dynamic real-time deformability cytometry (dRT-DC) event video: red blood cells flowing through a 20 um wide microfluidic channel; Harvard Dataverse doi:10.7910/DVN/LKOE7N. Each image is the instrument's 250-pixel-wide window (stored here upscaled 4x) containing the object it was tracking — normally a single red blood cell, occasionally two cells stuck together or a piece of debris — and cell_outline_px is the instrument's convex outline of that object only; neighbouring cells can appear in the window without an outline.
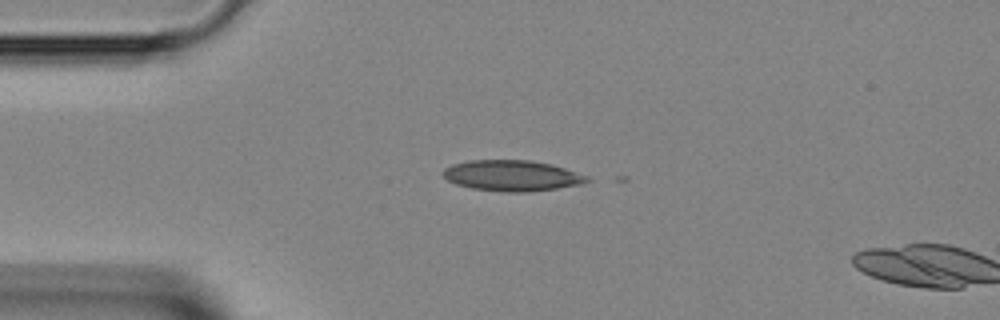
{"species": "Egyptian fruit bat (a non-hibernating species)", "species_latin": "Rousettus aegyptiacus", "temperature_condition": "room temperature", "stored_images_in_passage": 3, "camera_frame_rate_fps": 3000, "um_per_image_px": 0.085, "animal": {"sex": "female"}, "frame": {"image": 1, "passage_image": 2, "time_ms": 0.333, "image_size_px": [1000, 320], "cell_outline_px": [[592, 180], [580, 184], [556, 188], [524, 192], [504, 192], [472, 188], [456, 184], [448, 180], [440, 172], [444, 168], [452, 164], [468, 160], [528, 160], [552, 164], [588, 176]], "centroid_in_image_um": [43.49, 14.92], "position_along_channel_um": 41.5, "area_um2": 25.78}}